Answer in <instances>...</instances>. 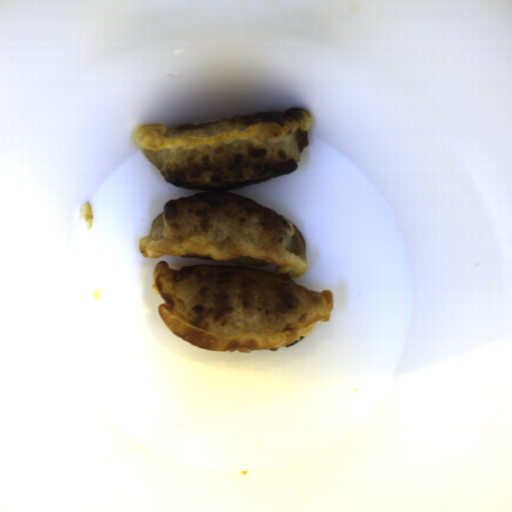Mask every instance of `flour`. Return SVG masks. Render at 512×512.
<instances>
[{"instance_id": "flour-1", "label": "flour", "mask_w": 512, "mask_h": 512, "mask_svg": "<svg viewBox=\"0 0 512 512\" xmlns=\"http://www.w3.org/2000/svg\"><path fill=\"white\" fill-rule=\"evenodd\" d=\"M313 115L305 108L180 124H143L134 141L165 183L202 191L164 204L139 239L142 258L220 262H156L152 291L168 330L209 352H277L330 322L333 291L295 282L306 272L304 236L295 225L230 192L299 168Z\"/></svg>"}]
</instances>
